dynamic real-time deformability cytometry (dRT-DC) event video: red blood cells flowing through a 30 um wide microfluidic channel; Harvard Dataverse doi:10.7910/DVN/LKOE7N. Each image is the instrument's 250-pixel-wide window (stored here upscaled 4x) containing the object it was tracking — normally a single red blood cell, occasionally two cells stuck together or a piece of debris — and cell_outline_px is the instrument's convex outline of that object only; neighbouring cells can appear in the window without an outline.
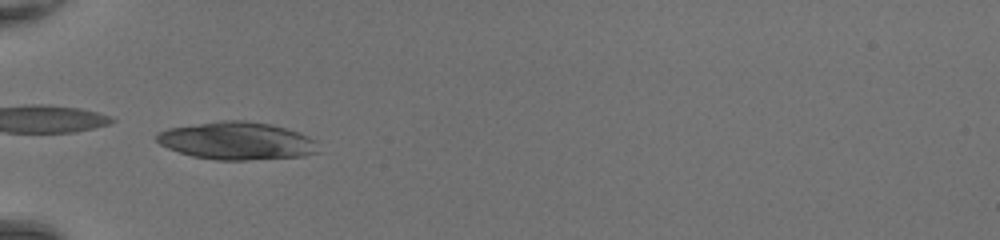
{"species": "common noctule bat (a hibernating species)", "species_latin": "Nyctalus noctula", "temperature_condition": "room temperature", "stored_images_in_passage": 49, "camera_frame_rate_fps": 3000, "um_per_image_px": 0.085, "animal": {"sex": "female", "body_mass_g": 20.0, "forearm_length_mm": 54.0}, "frame": {"image": 1, "passage_image": 18, "time_ms": 5.667, "image_size_px": [1000, 240], "cell_outline_px": [[320, 152], [304, 156], [244, 160], [216, 160], [192, 156], [168, 148], [160, 144], [156, 140], [156, 132], [168, 128], [220, 120], [244, 120], [272, 124], [308, 136], [316, 140]], "centroid_in_image_um": [20.13, 11.97], "position_along_channel_um": 64.9, "area_um2": 35.6}}
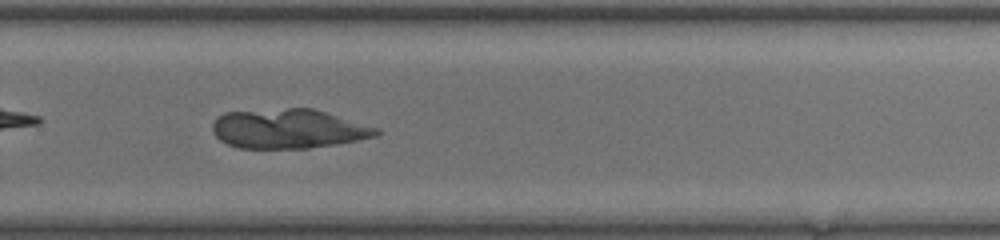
{"frame": {"image": 2, "passage_image": 35, "time_ms": 11.333, "image_size_px": [1000, 240], "cell_outline_px": [[380, 132], [376, 136], [336, 144], [308, 148], [240, 148], [228, 144], [220, 140], [212, 132], [212, 124], [216, 116], [224, 112], [288, 108], [312, 108], [380, 128]], "centroid_in_image_um": [24.48, 10.94], "position_along_channel_um": 305.3, "area_um2": 37.69}}
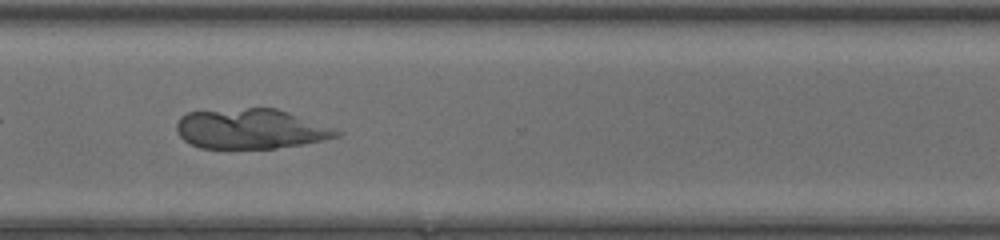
{"frame": {"image": 3, "passage_image": 38, "time_ms": 12.333, "image_size_px": [1000, 240], "cell_outline_px": [[344, 132], [340, 136], [324, 140], [304, 144], [276, 148], [200, 148], [184, 140], [180, 136], [176, 128], [176, 124], [180, 116], [188, 112], [248, 108], [276, 108], [288, 112]], "centroid_in_image_um": [21.31, 10.96], "position_along_channel_um": 349.3, "area_um2": 37.11}}